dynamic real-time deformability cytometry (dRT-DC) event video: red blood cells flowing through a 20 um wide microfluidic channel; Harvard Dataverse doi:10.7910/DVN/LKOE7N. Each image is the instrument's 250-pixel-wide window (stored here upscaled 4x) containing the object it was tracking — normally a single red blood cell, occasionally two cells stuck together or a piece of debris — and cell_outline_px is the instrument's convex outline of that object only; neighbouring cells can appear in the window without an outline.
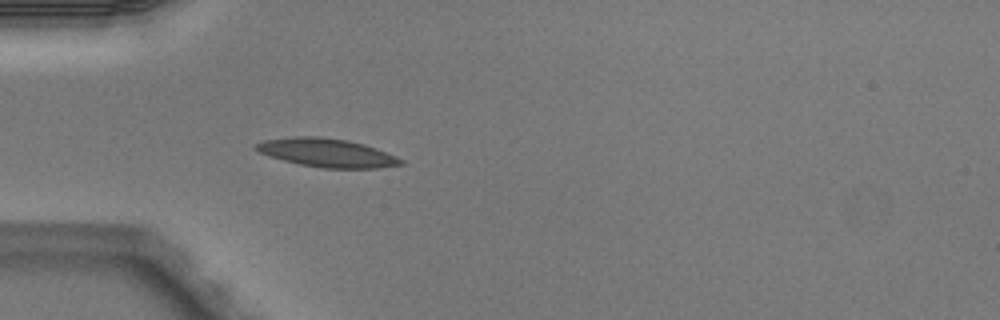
{"species": "Egyptian fruit bat (a non-hibernating species)", "species_latin": "Rousettus aegyptiacus", "temperature_condition": "warm", "stored_images_in_passage": 5, "camera_frame_rate_fps": 3000, "um_per_image_px": 0.085, "animal": {"sex": "male"}, "frame": {"image": 1, "passage_image": 5, "time_ms": 1.333, "image_size_px": [1000, 320], "cell_outline_px": [[404, 164], [376, 168], [324, 168], [300, 164], [268, 156], [252, 148], [252, 144], [264, 140], [296, 136], [320, 136], [348, 140], [364, 144], [376, 148], [396, 156], [404, 160]], "centroid_in_image_um": [27.76, 12.97], "position_along_channel_um": 57.2, "area_um2": 24.16}}